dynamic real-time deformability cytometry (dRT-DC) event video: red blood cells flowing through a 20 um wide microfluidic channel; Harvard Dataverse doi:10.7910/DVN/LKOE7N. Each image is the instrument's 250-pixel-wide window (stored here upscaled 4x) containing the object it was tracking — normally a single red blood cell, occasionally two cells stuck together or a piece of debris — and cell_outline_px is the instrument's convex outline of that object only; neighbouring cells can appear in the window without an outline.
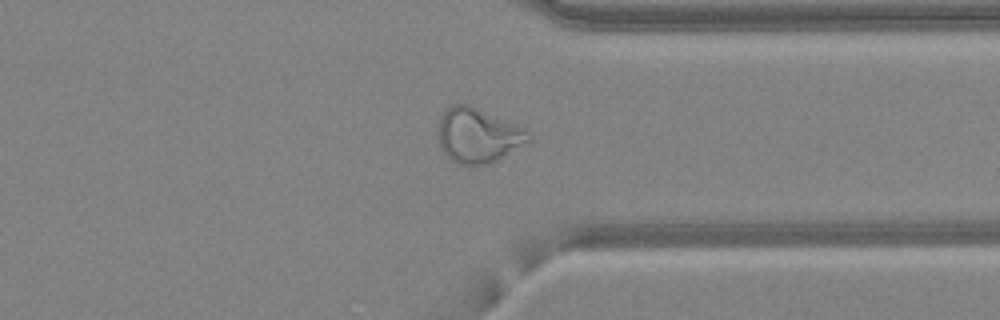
{"species": "common noctule bat (a hibernating species)", "species_latin": "Nyctalus noctula", "temperature_condition": "warm", "stored_images_in_passage": 46, "camera_frame_rate_fps": 3000, "um_per_image_px": 0.085, "animal": {"sex": "female", "body_mass_g": 24.6, "forearm_length_mm": 56.2}, "frame": {"image": 1, "passage_image": 37, "time_ms": 12.0, "image_size_px": [1000, 320], "cell_outline_px": [[532, 140], [496, 160], [488, 164], [456, 164], [440, 148], [436, 132], [440, 116], [452, 104], [468, 104], [516, 124], [524, 128], [532, 136]], "centroid_in_image_um": [40.6, 11.5], "position_along_channel_um": 370.8, "area_um2": 28.78}}
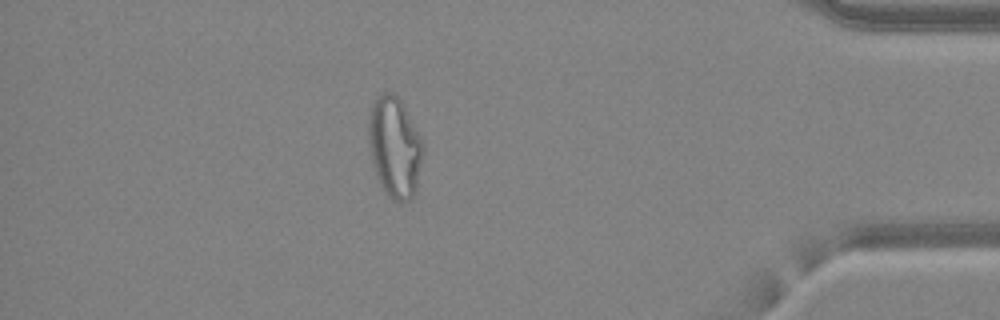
{"frame": {"image": 2, "passage_image": 42, "time_ms": 13.667, "image_size_px": [1000, 320], "cell_outline_px": [[424, 152], [416, 192], [408, 200], [400, 204], [392, 200], [384, 192], [376, 176], [372, 164], [368, 144], [368, 116], [372, 104], [380, 92], [392, 92], [400, 100], [420, 136], [424, 148]], "centroid_in_image_um": [33.53, 12.55], "position_along_channel_um": 401.7, "area_um2": 32.43}}